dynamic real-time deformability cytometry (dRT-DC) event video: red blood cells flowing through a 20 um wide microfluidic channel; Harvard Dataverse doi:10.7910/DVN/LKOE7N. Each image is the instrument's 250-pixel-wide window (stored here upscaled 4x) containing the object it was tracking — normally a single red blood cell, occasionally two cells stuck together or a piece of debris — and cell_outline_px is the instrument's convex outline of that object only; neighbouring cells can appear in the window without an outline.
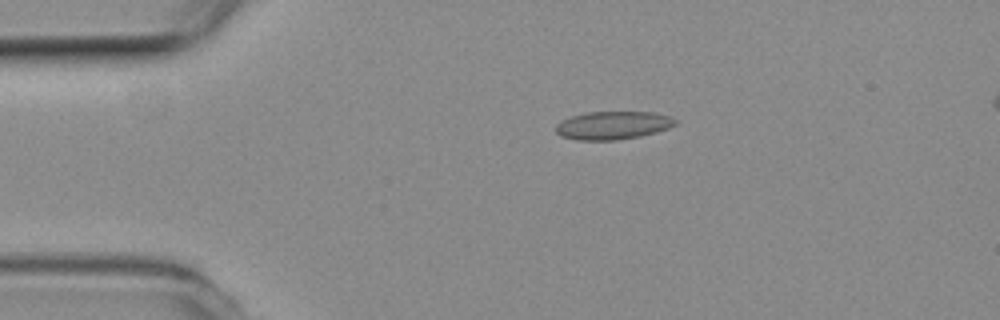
{"species": "common noctule bat (a hibernating species)", "species_latin": "Nyctalus noctula", "temperature_condition": "room temperature", "stored_images_in_passage": 54, "camera_frame_rate_fps": 3000, "um_per_image_px": 0.085, "animal": {"sex": "female", "body_mass_g": 19.3, "forearm_length_mm": 54.1}, "frame": {"image": 1, "passage_image": 11, "time_ms": 3.333, "image_size_px": [1000, 320], "cell_outline_px": [[676, 124], [668, 128], [656, 132], [640, 136], [616, 140], [576, 140], [560, 136], [556, 132], [556, 124], [560, 120], [572, 116], [588, 112], [652, 112], [672, 116], [676, 120]], "centroid_in_image_um": [52.08, 10.65], "position_along_channel_um": 32.9, "area_um2": 19.65}}
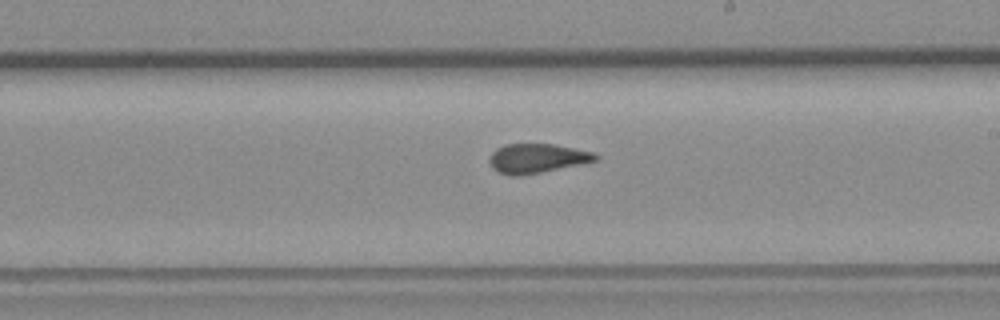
{"frame": {"image": 2, "passage_image": 31, "time_ms": 10.0, "image_size_px": [1000, 320], "cell_outline_px": [[600, 160], [540, 172], [516, 176], [512, 176], [500, 172], [492, 168], [488, 160], [492, 152], [496, 148], [504, 144], [552, 144], [592, 152], [600, 156]], "centroid_in_image_um": [45.63, 13.45], "position_along_channel_um": 243.4, "area_um2": 17.98}}
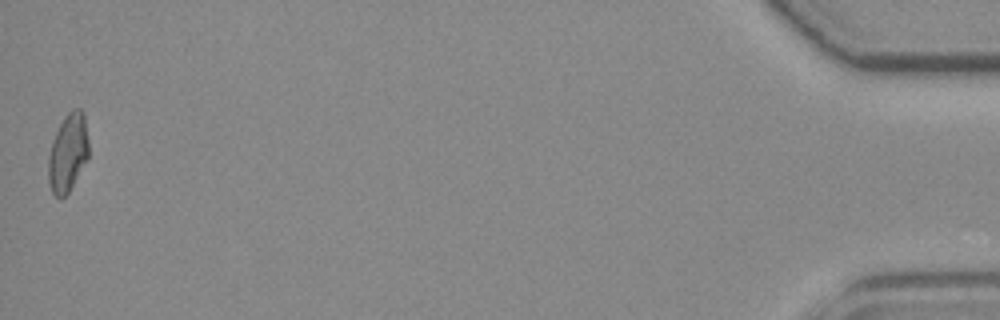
{"frame": {"image": 3, "passage_image": 54, "time_ms": 17.667, "image_size_px": [1000, 320], "cell_outline_px": [[88, 160], [68, 192], [60, 200], [52, 192], [48, 180], [48, 156], [52, 140], [64, 116], [72, 108], [80, 108], [84, 112], [88, 140]], "centroid_in_image_um": [5.78, 12.97], "position_along_channel_um": 429.4, "area_um2": 18.55}, "authors_computed_cell_mechanics": {"area_um2": 18.5538, "velocity_mm_per_s": 3.7774, "shape_relaxation_time_tau1_ms": null, "shape_relaxation_time_tau2_ms": 1.2467, "deformation_change_tau1": null, "deformation_change_tau2": 0.0882}}